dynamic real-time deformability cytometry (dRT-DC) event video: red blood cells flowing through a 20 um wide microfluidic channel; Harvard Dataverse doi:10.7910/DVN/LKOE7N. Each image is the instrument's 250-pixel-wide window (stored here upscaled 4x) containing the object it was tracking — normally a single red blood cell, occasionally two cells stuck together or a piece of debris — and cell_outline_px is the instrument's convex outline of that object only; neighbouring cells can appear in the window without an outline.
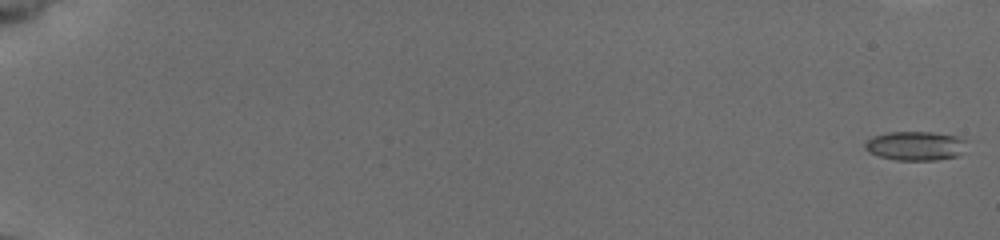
{"species": "common noctule bat (a hibernating species)", "species_latin": "Nyctalus noctula", "temperature_condition": "cold", "stored_images_in_passage": 16, "camera_frame_rate_fps": 3000, "um_per_image_px": 0.085, "animal": {"sex": "female", "body_mass_g": 19.5, "forearm_length_mm": 54.1}, "frame": {"image": 1, "passage_image": 1, "time_ms": 0.0, "image_size_px": [1000, 240], "cell_outline_px": [[968, 140], [956, 156], [936, 160], [896, 160], [880, 156], [868, 152], [864, 148], [864, 144], [872, 136], [888, 132], [932, 132], [956, 136]], "centroid_in_image_um": [77.77, 12.39], "position_along_channel_um": 7.2, "area_um2": 17.11}}